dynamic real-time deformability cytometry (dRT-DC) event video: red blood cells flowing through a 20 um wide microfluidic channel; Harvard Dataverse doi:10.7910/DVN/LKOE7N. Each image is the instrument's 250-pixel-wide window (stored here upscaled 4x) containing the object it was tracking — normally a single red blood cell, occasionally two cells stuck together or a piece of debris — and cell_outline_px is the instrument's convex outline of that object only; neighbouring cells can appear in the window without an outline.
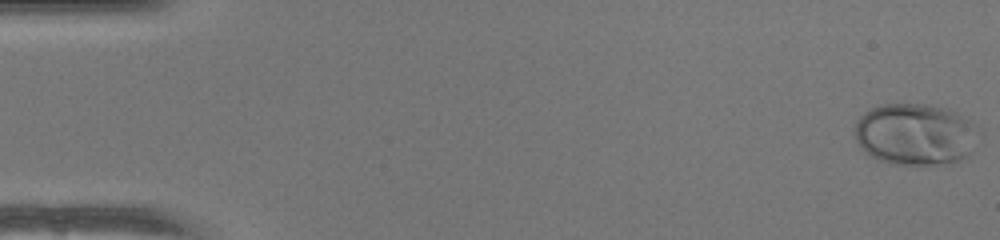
{"species": "human", "species_latin": "Homo sapiens", "temperature_condition": "warm", "stored_images_in_passage": 51, "camera_frame_rate_fps": 3000, "um_per_image_px": 0.085, "donor": {"sex": "female"}, "frame": {"image": 1, "passage_image": 1, "time_ms": 0.0, "image_size_px": [1000, 240], "cell_outline_px": [[976, 128], [968, 152], [960, 160], [932, 164], [888, 164], [876, 160], [868, 156], [856, 140], [856, 120], [864, 112], [872, 108], [884, 104], [928, 104], [956, 112], [972, 120]], "centroid_in_image_um": [77.7, 11.4], "position_along_channel_um": 7.3, "area_um2": 43.87}}
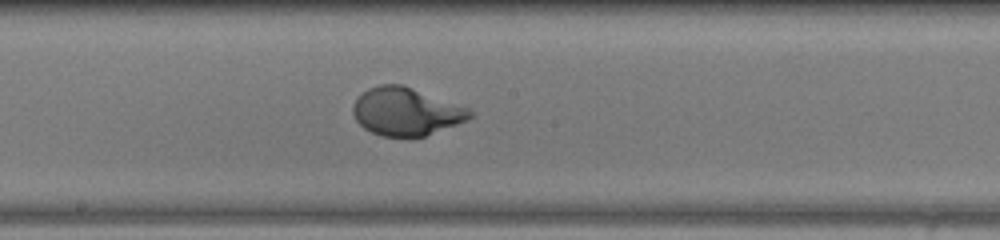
{"frame": {"image": 2, "passage_image": 28, "time_ms": 9.0, "image_size_px": [1000, 240], "cell_outline_px": [[476, 116], [468, 120], [424, 136], [384, 136], [372, 132], [364, 128], [356, 120], [352, 112], [352, 104], [356, 96], [368, 88], [380, 84], [400, 84], [468, 108]], "centroid_in_image_um": [34.47, 9.48], "position_along_channel_um": 213.7, "area_um2": 32.37}}
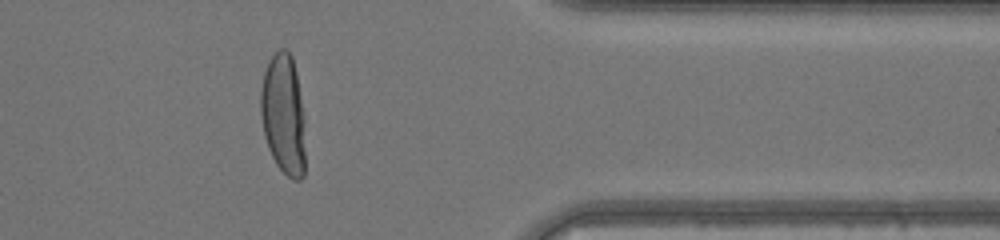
{"frame": {"image": 3, "passage_image": 42, "time_ms": 13.667, "image_size_px": [1000, 240], "cell_outline_px": [[304, 176], [300, 180], [292, 180], [276, 164], [268, 148], [264, 136], [260, 112], [260, 92], [264, 72], [268, 60], [280, 48], [284, 48], [292, 56], [296, 72], [304, 120]], "centroid_in_image_um": [24.07, 9.73], "position_along_channel_um": 387.3, "area_um2": 31.39}, "authors_computed_cell_mechanics": {"area_um2": 33.0038, "velocity_mm_per_s": 4.0864, "shape_relaxation_time_tau1_ms": 3.7739, "shape_relaxation_time_tau2_ms": null, "deformation_change_tau1": 0.2565, "deformation_change_tau2": null}}